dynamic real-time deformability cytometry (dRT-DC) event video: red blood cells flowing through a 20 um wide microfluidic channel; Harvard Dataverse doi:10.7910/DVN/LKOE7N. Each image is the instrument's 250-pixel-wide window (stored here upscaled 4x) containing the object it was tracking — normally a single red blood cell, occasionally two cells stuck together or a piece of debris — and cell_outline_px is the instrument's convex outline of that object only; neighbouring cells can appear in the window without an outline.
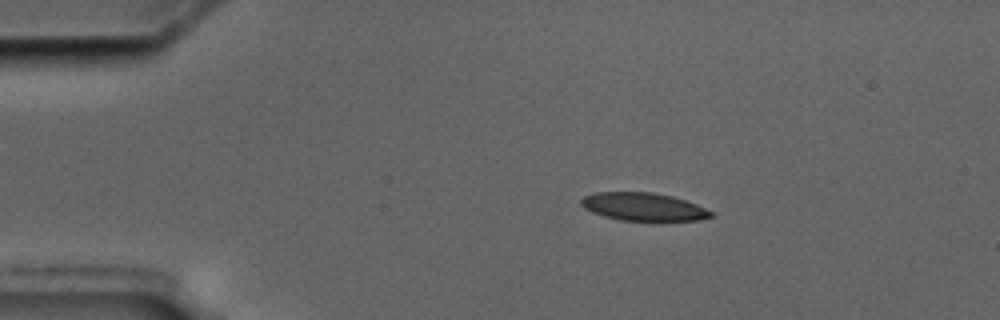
{"species": "common noctule bat (a hibernating species)", "species_latin": "Nyctalus noctula", "temperature_condition": "cold", "stored_images_in_passage": 6, "camera_frame_rate_fps": 3000, "um_per_image_px": 0.085, "animal": {"sex": "male", "body_mass_g": 17.5, "forearm_length_mm": 52.3}, "frame": {"image": 1, "passage_image": 3, "time_ms": 2.333, "image_size_px": [1000, 320], "cell_outline_px": [[712, 216], [700, 220], [660, 224], [620, 220], [604, 216], [592, 212], [584, 208], [580, 204], [580, 200], [584, 196], [592, 192], [652, 192], [672, 196], [696, 204], [712, 212]], "centroid_in_image_um": [54.71, 17.63], "position_along_channel_um": 30.3, "area_um2": 22.14}}
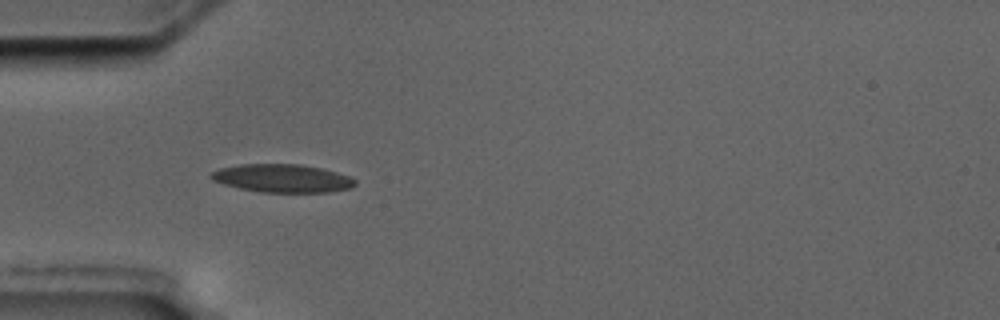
{"frame": {"image": 2, "passage_image": 5, "time_ms": 4.667, "image_size_px": [1000, 320], "cell_outline_px": [[356, 184], [352, 188], [328, 192], [260, 192], [240, 188], [224, 184], [212, 180], [208, 176], [212, 172], [220, 168], [240, 164], [300, 164], [320, 168], [336, 172], [348, 176], [356, 180]], "centroid_in_image_um": [23.99, 15.15], "position_along_channel_um": 61.0, "area_um2": 23.58}}
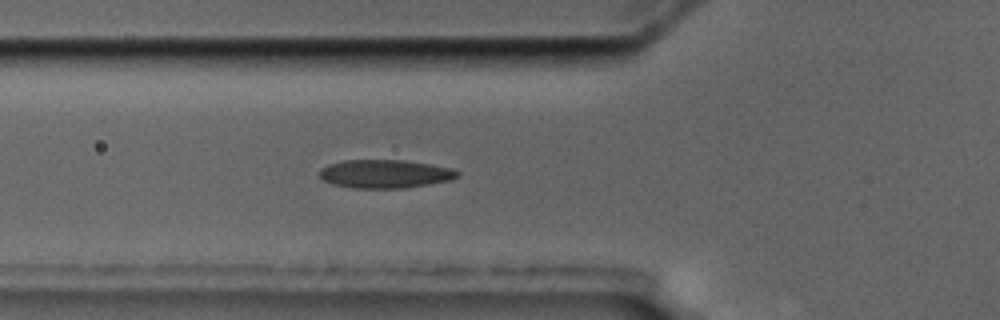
{"frame": {"image": 3, "passage_image": 6, "time_ms": 5.667, "image_size_px": [1000, 320], "cell_outline_px": [[460, 176], [452, 180], [404, 188], [352, 188], [332, 184], [324, 180], [320, 176], [320, 168], [328, 164], [344, 160], [404, 160], [452, 168], [460, 172]], "centroid_in_image_um": [32.73, 14.78], "position_along_channel_um": 93.1, "area_um2": 22.89}}